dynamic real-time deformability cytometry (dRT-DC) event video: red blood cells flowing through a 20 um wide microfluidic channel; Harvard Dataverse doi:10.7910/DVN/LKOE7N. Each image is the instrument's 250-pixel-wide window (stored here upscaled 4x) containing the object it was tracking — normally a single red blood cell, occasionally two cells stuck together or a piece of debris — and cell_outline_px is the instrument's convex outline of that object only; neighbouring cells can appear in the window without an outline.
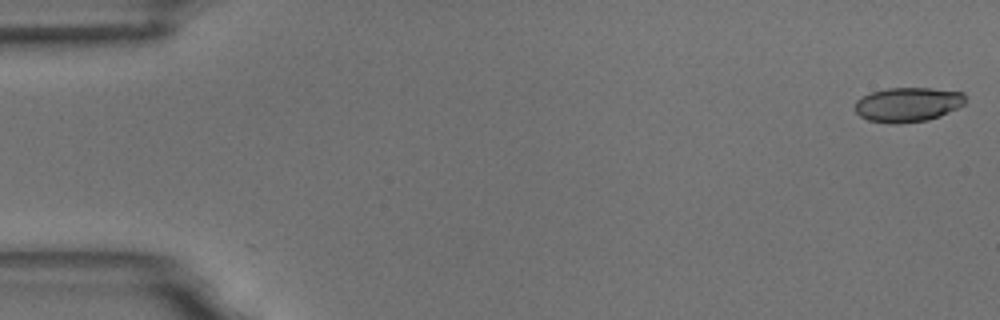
{"species": "common noctule bat (a hibernating species)", "species_latin": "Nyctalus noctula", "temperature_condition": "room temperature", "stored_images_in_passage": 58, "camera_frame_rate_fps": 3000, "um_per_image_px": 0.085, "animal": {"sex": "male", "body_mass_g": 18.8}, "frame": {"image": 1, "passage_image": 1, "time_ms": 0.0, "image_size_px": [1000, 320], "cell_outline_px": [[964, 104], [940, 116], [928, 120], [900, 124], [892, 124], [868, 120], [860, 116], [856, 112], [856, 100], [872, 92], [888, 88], [932, 88], [964, 92]], "centroid_in_image_um": [77.16, 8.89], "position_along_channel_um": 7.8, "area_um2": 22.14}}
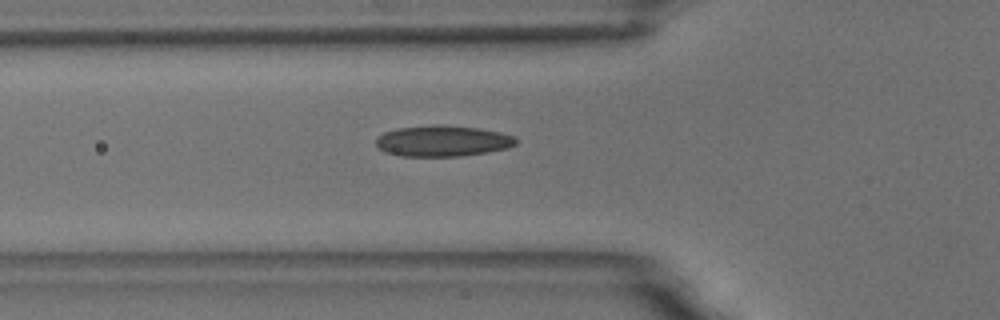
{"frame": {"image": 2, "passage_image": 20, "time_ms": 6.333, "image_size_px": [1000, 320], "cell_outline_px": [[516, 144], [508, 148], [488, 152], [460, 156], [400, 156], [384, 152], [376, 144], [376, 140], [384, 132], [396, 128], [436, 124], [444, 124], [480, 128], [500, 132], [516, 136]], "centroid_in_image_um": [37.64, 11.97], "position_along_channel_um": 88.2, "area_um2": 25.49}}
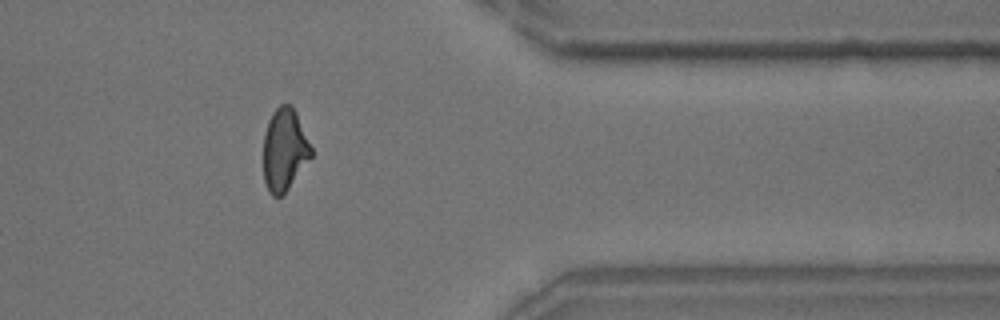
{"frame": {"image": 3, "passage_image": 47, "time_ms": 15.333, "image_size_px": [1000, 320], "cell_outline_px": [[312, 156], [288, 188], [280, 196], [272, 196], [268, 192], [264, 180], [264, 136], [268, 120], [272, 112], [280, 104], [292, 104], [296, 112], [312, 148]], "centroid_in_image_um": [24.17, 12.7], "position_along_channel_um": 387.2, "area_um2": 22.77}, "authors_computed_cell_mechanics": {"area_um2": 23.7269, "velocity_mm_per_s": 3.4932, "shape_relaxation_time_tau1_ms": 7.84, "shape_relaxation_time_tau2_ms": 1.4619, "deformation_change_tau1": 0.1958, "deformation_change_tau2": 0.0839}}